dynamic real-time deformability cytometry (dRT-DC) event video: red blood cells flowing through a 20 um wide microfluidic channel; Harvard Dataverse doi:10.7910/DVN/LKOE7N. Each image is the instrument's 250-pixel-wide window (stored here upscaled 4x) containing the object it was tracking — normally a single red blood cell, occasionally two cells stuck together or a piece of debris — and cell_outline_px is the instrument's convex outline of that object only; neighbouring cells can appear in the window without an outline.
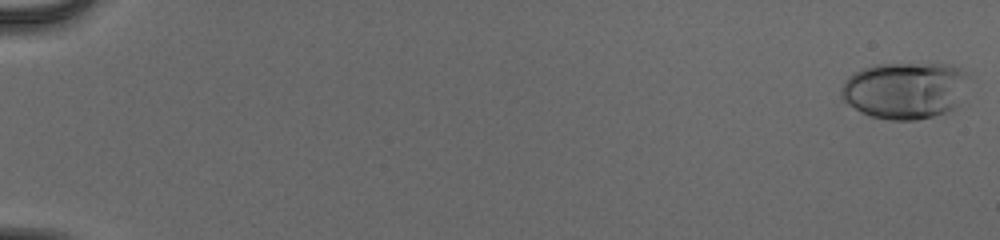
{"species": "human", "species_latin": "Homo sapiens", "temperature_condition": "cold", "stored_images_in_passage": 54, "camera_frame_rate_fps": 3000, "um_per_image_px": 0.085, "donor": {"sex": "male"}, "frame": {"image": 1, "passage_image": 1, "time_ms": 0.0, "image_size_px": [1000, 240], "cell_outline_px": [[972, 76], [952, 108], [948, 112], [916, 120], [892, 120], [868, 116], [860, 112], [848, 104], [840, 96], [840, 92], [844, 80], [848, 76], [860, 68], [872, 64], [948, 64], [972, 72]], "centroid_in_image_um": [76.9, 7.65], "position_along_channel_um": 8.1, "area_um2": 42.66}}
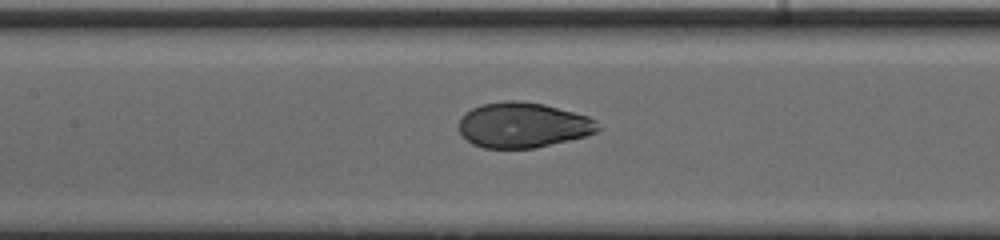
{"frame": {"image": 2, "passage_image": 28, "time_ms": 9.0, "image_size_px": [1000, 240], "cell_outline_px": [[600, 128], [596, 132], [584, 136], [536, 148], [484, 148], [472, 144], [460, 132], [460, 116], [464, 112], [480, 104], [504, 100], [520, 100], [544, 104], [588, 116], [596, 120]], "centroid_in_image_um": [44.43, 10.62], "position_along_channel_um": 163.0, "area_um2": 36.76}}
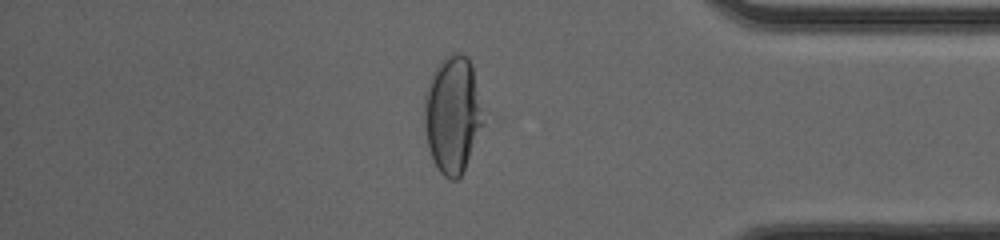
{"frame": {"image": 3, "passage_image": 47, "time_ms": 15.333, "image_size_px": [1000, 240], "cell_outline_px": [[484, 124], [464, 168], [460, 176], [456, 180], [452, 180], [444, 176], [436, 168], [428, 148], [424, 128], [424, 96], [432, 72], [440, 60], [444, 56], [452, 52], [456, 52], [468, 56], [472, 64]], "centroid_in_image_um": [38.44, 9.71], "position_along_channel_um": 396.8, "area_um2": 40.23}, "authors_computed_cell_mechanics": {"area_um2": 37.7145, "velocity_mm_per_s": 3.9922, "shape_relaxation_time_tau1_ms": 3.0403, "shape_relaxation_time_tau2_ms": null, "deformation_change_tau1": 0.1828, "deformation_change_tau2": null}}